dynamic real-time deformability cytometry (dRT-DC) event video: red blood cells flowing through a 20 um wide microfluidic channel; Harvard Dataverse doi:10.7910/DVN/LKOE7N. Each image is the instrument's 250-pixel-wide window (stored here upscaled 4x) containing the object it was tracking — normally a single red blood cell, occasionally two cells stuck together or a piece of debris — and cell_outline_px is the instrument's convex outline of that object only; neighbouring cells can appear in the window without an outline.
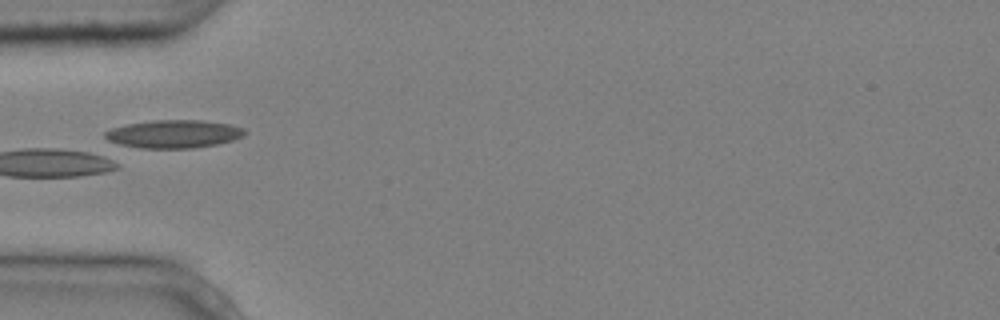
{"species": "common noctule bat (a hibernating species)", "species_latin": "Nyctalus noctula", "temperature_condition": "cold", "stored_images_in_passage": 4, "camera_frame_rate_fps": 3000, "um_per_image_px": 0.085, "animal": {"sex": "male", "body_mass_g": 20.4}, "frame": {"image": 1, "passage_image": 4, "time_ms": 1.0, "image_size_px": [1000, 320], "cell_outline_px": [[248, 132], [244, 136], [232, 140], [216, 144], [192, 148], [140, 148], [108, 144], [104, 136], [104, 132], [112, 128], [128, 124], [152, 120], [204, 120], [228, 124], [244, 128]], "centroid_in_image_um": [14.7, 11.39], "position_along_channel_um": 70.3, "area_um2": 23.18}}